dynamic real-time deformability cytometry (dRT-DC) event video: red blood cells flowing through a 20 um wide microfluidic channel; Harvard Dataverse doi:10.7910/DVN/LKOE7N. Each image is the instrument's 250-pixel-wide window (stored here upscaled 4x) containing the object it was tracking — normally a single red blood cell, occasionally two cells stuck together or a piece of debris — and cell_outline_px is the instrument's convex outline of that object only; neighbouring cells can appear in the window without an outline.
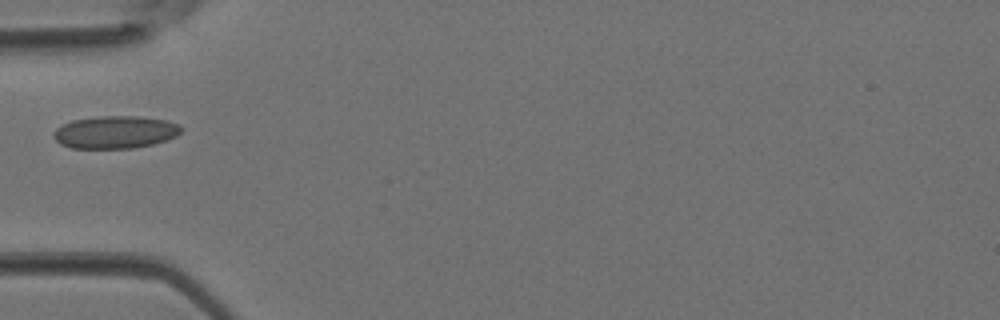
{"species": "Egyptian fruit bat (a non-hibernating species)", "species_latin": "Rousettus aegyptiacus", "temperature_condition": "room temperature", "stored_images_in_passage": 4, "camera_frame_rate_fps": 3000, "um_per_image_px": 0.085, "animal": {"sex": "female"}, "frame": {"image": 1, "passage_image": 4, "time_ms": 1.0, "image_size_px": [1000, 320], "cell_outline_px": [[184, 128], [176, 136], [152, 144], [132, 148], [72, 148], [60, 144], [52, 136], [52, 132], [56, 128], [72, 120], [100, 116], [140, 116], [168, 120], [180, 124]], "centroid_in_image_um": [9.8, 11.22], "position_along_channel_um": 75.2, "area_um2": 24.33}}